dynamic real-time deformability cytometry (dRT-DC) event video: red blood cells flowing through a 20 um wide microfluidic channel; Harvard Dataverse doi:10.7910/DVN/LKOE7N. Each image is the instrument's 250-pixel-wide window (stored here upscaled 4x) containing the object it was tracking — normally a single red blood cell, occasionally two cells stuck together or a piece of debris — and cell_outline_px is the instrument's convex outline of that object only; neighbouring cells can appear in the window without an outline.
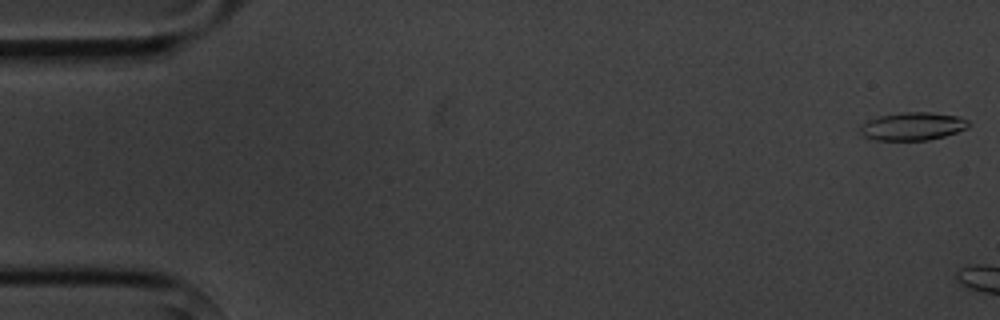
{"species": "common noctule bat (a hibernating species)", "species_latin": "Nyctalus noctula", "temperature_condition": "cold", "stored_images_in_passage": 2, "camera_frame_rate_fps": 3000, "um_per_image_px": 0.085, "animal": {"sex": "male", "body_mass_g": 20.1, "forearm_length_mm": 53.5}, "frame": {"image": 1, "passage_image": 1, "time_ms": 0.0, "image_size_px": [1000, 320], "cell_outline_px": [[972, 124], [968, 128], [944, 136], [928, 140], [876, 140], [864, 136], [860, 132], [860, 124], [868, 120], [880, 116], [904, 112], [928, 112], [960, 116], [968, 120]], "centroid_in_image_um": [77.6, 10.73], "position_along_channel_um": 7.4, "area_um2": 17.74}}